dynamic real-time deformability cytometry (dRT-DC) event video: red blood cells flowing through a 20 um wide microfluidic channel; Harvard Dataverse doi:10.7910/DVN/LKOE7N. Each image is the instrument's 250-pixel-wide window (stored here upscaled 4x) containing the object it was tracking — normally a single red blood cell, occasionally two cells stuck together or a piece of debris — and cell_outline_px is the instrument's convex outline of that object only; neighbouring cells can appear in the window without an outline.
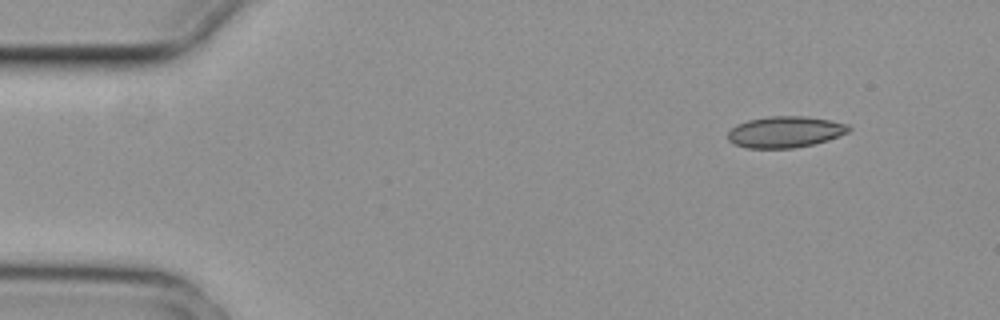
{"species": "common noctule bat (a hibernating species)", "species_latin": "Nyctalus noctula", "temperature_condition": "cold", "stored_images_in_passage": 4, "camera_frame_rate_fps": 3000, "um_per_image_px": 0.085, "animal": {"sex": "female", "body_mass_g": 29.2, "forearm_length_mm": 56.3}, "frame": {"image": 1, "passage_image": 1, "time_ms": 0.0, "image_size_px": [1000, 320], "cell_outline_px": [[852, 128], [848, 132], [828, 140], [812, 144], [792, 148], [748, 148], [736, 144], [728, 140], [728, 132], [736, 124], [748, 120], [768, 116], [804, 116], [828, 120], [848, 124]], "centroid_in_image_um": [66.73, 11.21], "position_along_channel_um": 18.3, "area_um2": 21.91}}
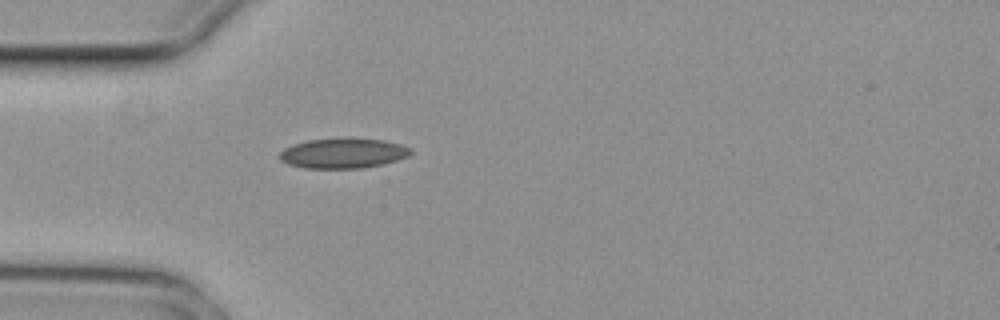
{"frame": {"image": 2, "passage_image": 4, "time_ms": 1.0, "image_size_px": [1000, 320], "cell_outline_px": [[412, 152], [408, 156], [396, 160], [380, 164], [360, 168], [304, 168], [288, 164], [280, 160], [280, 152], [284, 148], [292, 144], [308, 140], [384, 140], [400, 144], [412, 148]], "centroid_in_image_um": [29.14, 13.05], "position_along_channel_um": 55.9, "area_um2": 22.25}}